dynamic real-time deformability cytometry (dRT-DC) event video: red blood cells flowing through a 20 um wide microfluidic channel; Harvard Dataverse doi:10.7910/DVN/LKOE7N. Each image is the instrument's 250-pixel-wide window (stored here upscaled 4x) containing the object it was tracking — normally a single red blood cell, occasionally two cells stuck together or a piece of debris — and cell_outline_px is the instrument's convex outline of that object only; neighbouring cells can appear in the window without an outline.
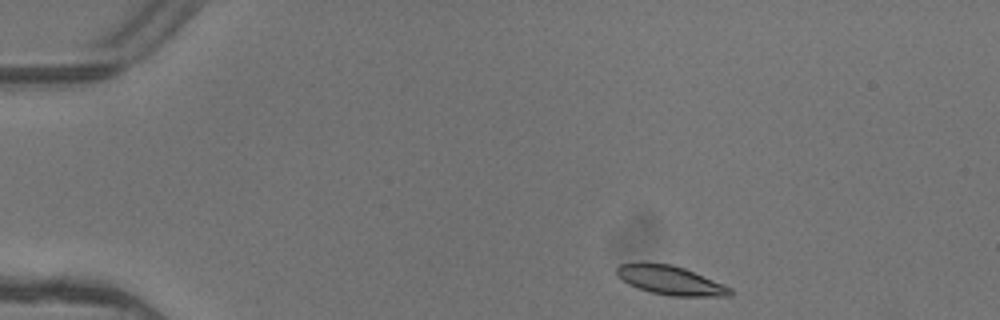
{"species": "common noctule bat (a hibernating species)", "species_latin": "Nyctalus noctula", "temperature_condition": "warm", "stored_images_in_passage": 4, "segment_of_instrument_passage": [1, 2], "camera_frame_rate_fps": 3000, "um_per_image_px": 0.085, "animal": {"sex": "female"}, "frame": {"image": 1, "passage_image": 1, "time_ms": 0.0, "image_size_px": [1000, 320], "cell_outline_px": [[732, 296], [672, 296], [652, 292], [628, 284], [616, 276], [616, 268], [620, 264], [632, 260], [644, 260], [672, 264], [684, 268], [724, 284], [732, 288]], "centroid_in_image_um": [56.91, 23.77], "position_along_channel_um": 28.1, "area_um2": 19.71}}